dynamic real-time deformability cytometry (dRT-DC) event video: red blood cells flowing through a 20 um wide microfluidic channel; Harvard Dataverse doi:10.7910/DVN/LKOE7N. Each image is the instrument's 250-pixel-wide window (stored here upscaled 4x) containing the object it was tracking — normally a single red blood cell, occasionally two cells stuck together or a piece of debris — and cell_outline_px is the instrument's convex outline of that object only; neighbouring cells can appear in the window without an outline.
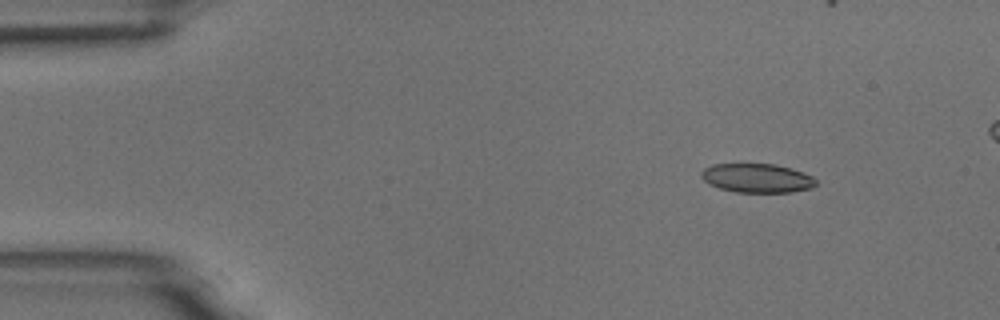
{"species": "common noctule bat (a hibernating species)", "species_latin": "Nyctalus noctula", "temperature_condition": "room temperature", "stored_images_in_passage": 9, "camera_frame_rate_fps": 3000, "um_per_image_px": 0.085, "animal": {"sex": "male", "body_mass_g": 18.8}, "frame": {"image": 1, "passage_image": 1, "time_ms": 0.0, "image_size_px": [1000, 320], "cell_outline_px": [[816, 184], [812, 188], [792, 192], [736, 192], [720, 188], [708, 184], [700, 176], [700, 172], [704, 168], [712, 164], [776, 164], [792, 168], [804, 172], [812, 176], [816, 180]], "centroid_in_image_um": [64.35, 15.13], "position_along_channel_um": 20.7, "area_um2": 19.54}}
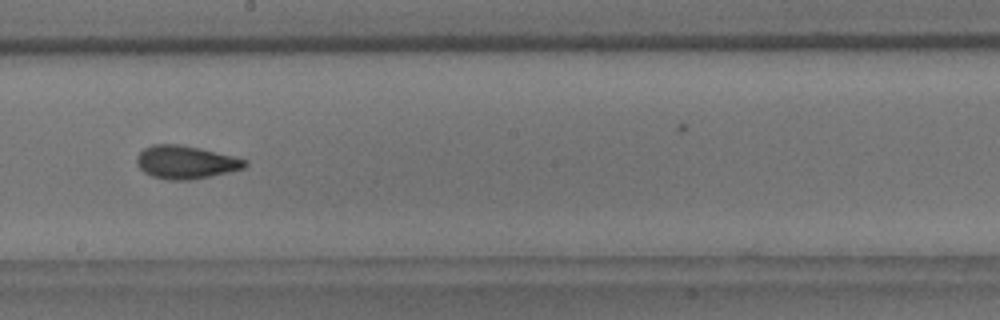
{"frame": {"image": 2, "passage_image": 8, "time_ms": 2.333, "image_size_px": [1000, 320], "cell_outline_px": [[248, 164], [244, 168], [228, 172], [188, 180], [168, 180], [152, 176], [144, 172], [136, 164], [136, 160], [140, 152], [144, 148], [152, 144], [180, 144], [200, 148], [248, 160]], "centroid_in_image_um": [15.77, 13.78], "position_along_channel_um": 232.4, "area_um2": 20.75}}